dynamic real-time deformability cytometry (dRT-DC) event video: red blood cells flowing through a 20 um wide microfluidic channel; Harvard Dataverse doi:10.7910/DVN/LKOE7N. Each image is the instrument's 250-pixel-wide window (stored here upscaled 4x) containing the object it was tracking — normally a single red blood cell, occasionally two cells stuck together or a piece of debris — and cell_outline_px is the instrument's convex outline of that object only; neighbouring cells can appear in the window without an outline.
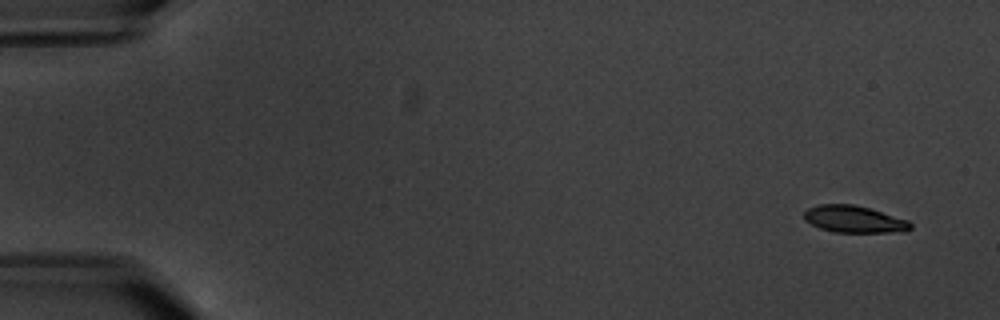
{"species": "common noctule bat (a hibernating species)", "species_latin": "Nyctalus noctula", "temperature_condition": "warm", "stored_images_in_passage": 6, "camera_frame_rate_fps": 3000, "um_per_image_px": 0.085, "animal": {"sex": "male", "body_mass_g": 20.1, "forearm_length_mm": 53.5}, "frame": {"image": 1, "passage_image": 2, "time_ms": 1.0, "image_size_px": [1000, 320], "cell_outline_px": [[912, 228], [908, 232], [832, 232], [820, 228], [804, 220], [804, 212], [808, 208], [820, 204], [852, 204], [868, 208], [908, 220], [912, 224]], "centroid_in_image_um": [72.61, 18.64], "position_along_channel_um": 12.4, "area_um2": 16.7}}
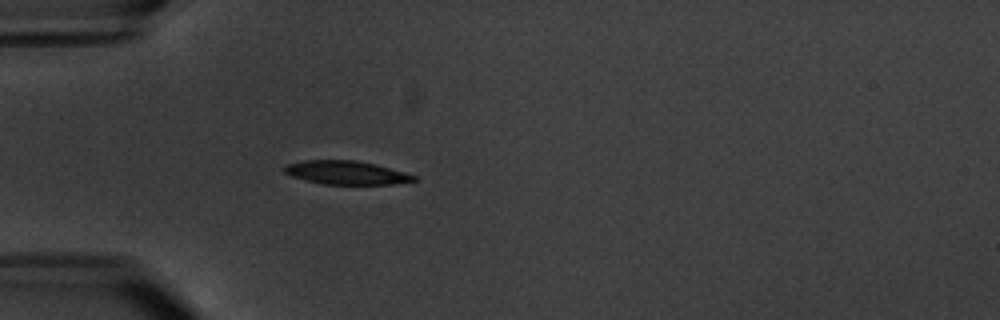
{"frame": {"image": 2, "passage_image": 6, "time_ms": 6.0, "image_size_px": [1000, 320], "cell_outline_px": [[416, 180], [392, 184], [324, 184], [292, 176], [284, 172], [284, 164], [304, 160], [352, 160], [376, 164], [404, 172], [416, 176]], "centroid_in_image_um": [29.41, 14.66], "position_along_channel_um": 55.6, "area_um2": 17.57}}